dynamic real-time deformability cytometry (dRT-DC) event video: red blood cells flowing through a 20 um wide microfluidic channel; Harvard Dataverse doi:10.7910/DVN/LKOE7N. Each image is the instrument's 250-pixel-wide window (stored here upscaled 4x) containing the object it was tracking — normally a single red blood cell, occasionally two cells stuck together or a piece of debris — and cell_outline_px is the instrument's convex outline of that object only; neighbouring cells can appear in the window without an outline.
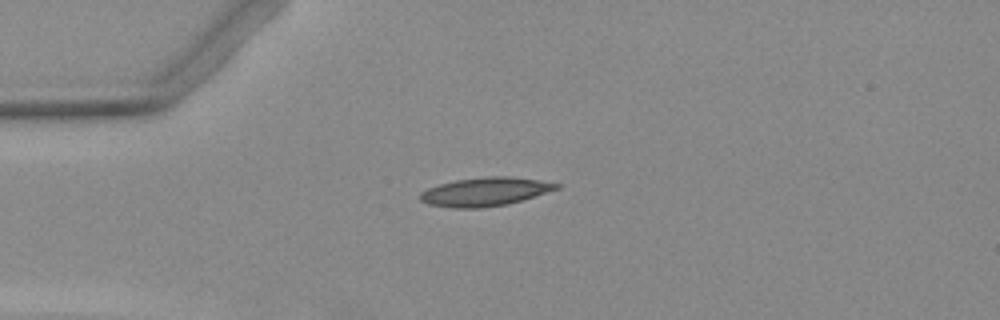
{"species": "Egyptian fruit bat (a non-hibernating species)", "species_latin": "Rousettus aegyptiacus", "temperature_condition": "warm", "stored_images_in_passage": 2, "camera_frame_rate_fps": 3000, "um_per_image_px": 0.085, "animal": {"sex": "female"}, "frame": {"image": 1, "passage_image": 1, "time_ms": 0.0, "image_size_px": [1000, 320], "cell_outline_px": [[560, 188], [508, 204], [480, 208], [452, 208], [428, 204], [420, 200], [420, 192], [428, 188], [440, 184], [456, 180], [488, 176], [508, 176], [540, 180], [560, 184]], "centroid_in_image_um": [41.22, 16.3], "position_along_channel_um": 43.8, "area_um2": 22.6}}